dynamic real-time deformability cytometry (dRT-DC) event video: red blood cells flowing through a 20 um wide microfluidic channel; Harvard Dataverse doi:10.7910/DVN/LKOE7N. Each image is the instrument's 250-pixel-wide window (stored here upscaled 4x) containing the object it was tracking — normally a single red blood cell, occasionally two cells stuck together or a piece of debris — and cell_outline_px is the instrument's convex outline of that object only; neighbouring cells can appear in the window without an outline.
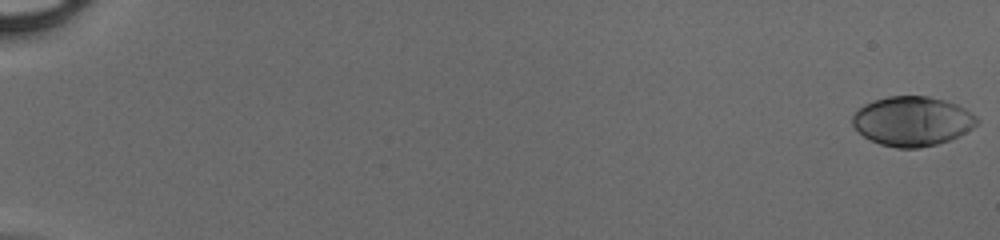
{"species": "human", "species_latin": "Homo sapiens", "temperature_condition": "cold", "stored_images_in_passage": 51, "camera_frame_rate_fps": 3000, "um_per_image_px": 0.085, "donor": {"sex": "male"}, "frame": {"image": 1, "passage_image": 1, "time_ms": 0.0, "image_size_px": [1000, 240], "cell_outline_px": [[980, 120], [972, 128], [948, 140], [936, 144], [920, 148], [896, 148], [880, 144], [864, 136], [852, 124], [852, 116], [864, 104], [872, 100], [888, 96], [928, 96], [944, 100], [956, 104], [964, 108], [976, 116]], "centroid_in_image_um": [77.53, 10.29], "position_along_channel_um": 7.5, "area_um2": 35.66}}
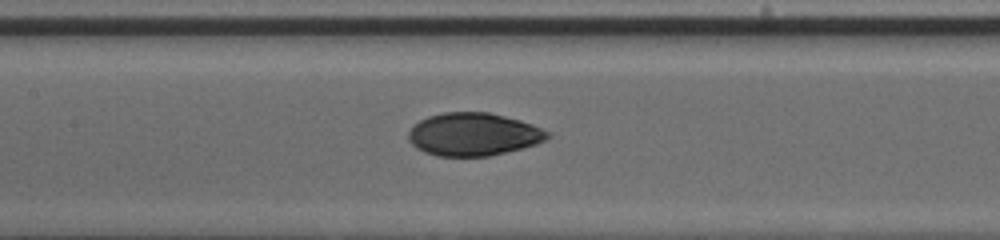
{"frame": {"image": 2, "passage_image": 27, "time_ms": 8.667, "image_size_px": [1000, 240], "cell_outline_px": [[552, 136], [536, 144], [488, 156], [436, 156], [424, 152], [416, 148], [408, 140], [408, 132], [412, 124], [428, 116], [444, 112], [488, 112], [520, 120], [532, 124], [552, 132]], "centroid_in_image_um": [40.22, 11.41], "position_along_channel_um": 167.2, "area_um2": 34.91}}
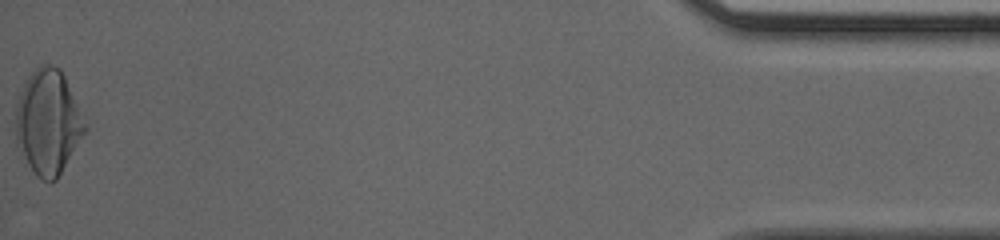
{"frame": {"image": 3, "passage_image": 51, "time_ms": 16.667, "image_size_px": [1000, 240], "cell_outline_px": [[88, 128], [56, 180], [40, 180], [36, 176], [28, 164], [16, 140], [16, 104], [20, 92], [28, 76], [40, 64], [52, 64], [60, 68], [64, 76]], "centroid_in_image_um": [4.08, 10.36], "position_along_channel_um": 431.1, "area_um2": 41.67}}